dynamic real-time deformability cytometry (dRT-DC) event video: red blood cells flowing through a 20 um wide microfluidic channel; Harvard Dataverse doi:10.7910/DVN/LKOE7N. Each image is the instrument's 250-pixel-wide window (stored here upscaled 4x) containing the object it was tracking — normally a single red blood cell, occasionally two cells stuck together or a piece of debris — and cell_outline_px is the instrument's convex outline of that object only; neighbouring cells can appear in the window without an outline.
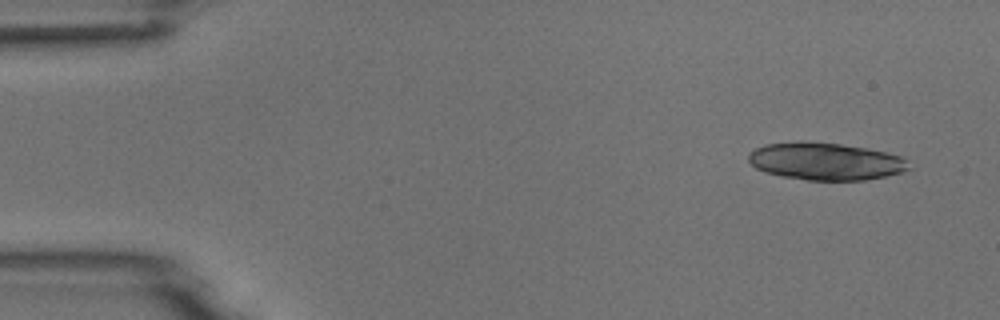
{"species": "common noctule bat (a hibernating species)", "species_latin": "Nyctalus noctula", "temperature_condition": "room temperature", "stored_images_in_passage": 6, "camera_frame_rate_fps": 3000, "um_per_image_px": 0.085, "animal": {"sex": "male", "body_mass_g": 18.8}, "frame": {"image": 1, "passage_image": 1, "time_ms": 0.0, "image_size_px": [1000, 320], "cell_outline_px": [[912, 168], [900, 172], [884, 176], [864, 180], [808, 180], [784, 176], [764, 172], [756, 168], [748, 160], [748, 152], [764, 144], [840, 144], [868, 148], [900, 156]], "centroid_in_image_um": [70.18, 13.75], "position_along_channel_um": 14.8, "area_um2": 33.81}}
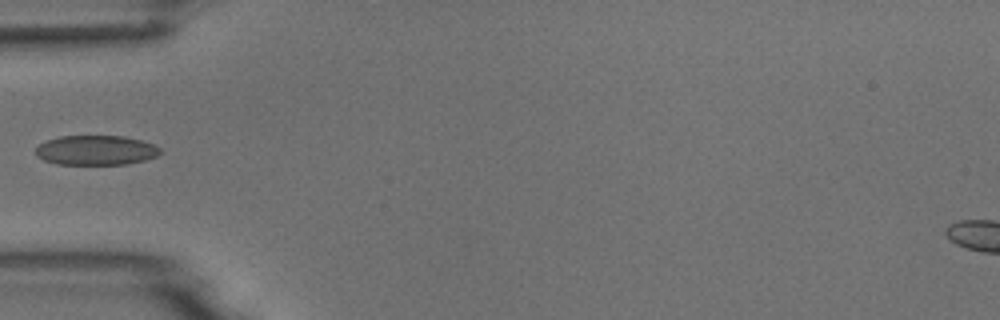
{"frame": {"image": 2, "passage_image": 5, "time_ms": 4.667, "image_size_px": [1000, 320], "cell_outline_px": [[160, 152], [156, 156], [144, 160], [124, 164], [56, 164], [44, 160], [36, 156], [36, 148], [44, 140], [60, 136], [124, 136], [140, 140], [152, 144], [160, 148]], "centroid_in_image_um": [8.11, 12.76], "position_along_channel_um": 76.9, "area_um2": 21.44}}